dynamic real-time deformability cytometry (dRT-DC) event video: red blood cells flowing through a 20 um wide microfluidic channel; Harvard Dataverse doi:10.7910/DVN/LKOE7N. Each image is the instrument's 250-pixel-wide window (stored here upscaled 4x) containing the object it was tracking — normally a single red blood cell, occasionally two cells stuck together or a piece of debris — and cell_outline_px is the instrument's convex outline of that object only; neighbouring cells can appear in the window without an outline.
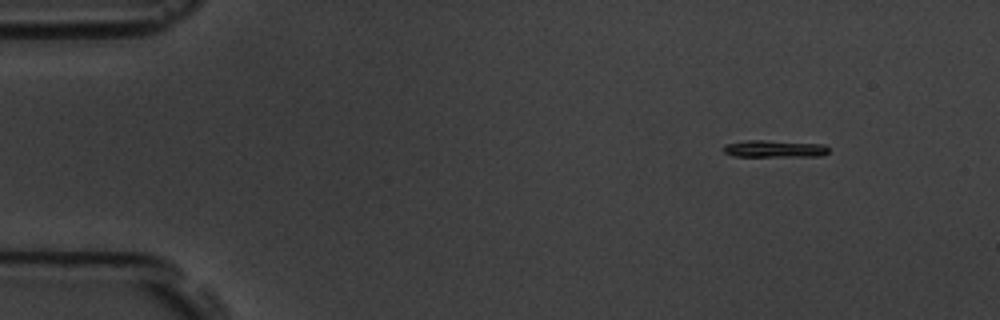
{"species": "common noctule bat (a hibernating species)", "species_latin": "Nyctalus noctula", "temperature_condition": "room temperature", "stored_images_in_passage": 58, "camera_frame_rate_fps": 3000, "um_per_image_px": 0.085, "animal": {"sex": "male", "body_mass_g": 19.5, "forearm_length_mm": 54.6}, "frame": {"image": 1, "passage_image": 7, "time_ms": 2.0, "image_size_px": [1000, 320], "cell_outline_px": [[828, 152], [820, 156], [732, 156], [724, 152], [720, 148], [724, 144], [744, 140], [764, 140], [824, 144], [828, 148]], "centroid_in_image_um": [65.75, 12.64], "position_along_channel_um": 19.2, "area_um2": 10.58}}
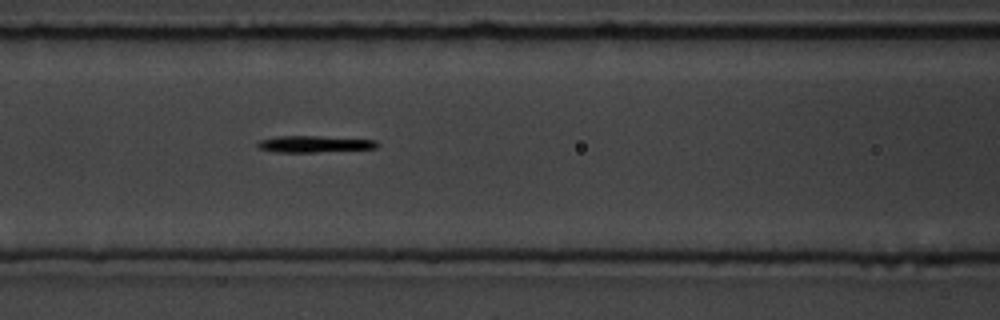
{"frame": {"image": 2, "passage_image": 25, "time_ms": 8.0, "image_size_px": [1000, 320], "cell_outline_px": [[380, 144], [376, 148], [316, 152], [276, 152], [260, 148], [256, 144], [260, 140], [276, 136], [320, 136], [376, 140]], "centroid_in_image_um": [26.73, 12.24], "position_along_channel_um": 139.9, "area_um2": 11.5}}
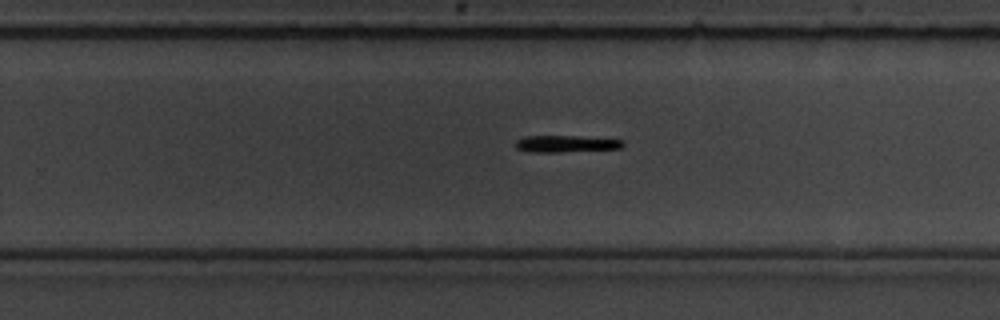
{"frame": {"image": 3, "passage_image": 37, "time_ms": 12.0, "image_size_px": [1000, 320], "cell_outline_px": [[624, 144], [620, 148], [560, 152], [532, 152], [516, 148], [516, 140], [524, 136], [580, 136], [624, 140]], "centroid_in_image_um": [48.1, 12.21], "position_along_channel_um": 281.7, "area_um2": 10.46}, "authors_computed_cell_mechanics": {"area_um2": 10.1728, "velocity_mm_per_s": 3.5681, "shape_relaxation_time_tau1_ms": 1.0603, "shape_relaxation_time_tau2_ms": null, "deformation_change_tau1": 0.1178, "deformation_change_tau2": null}}